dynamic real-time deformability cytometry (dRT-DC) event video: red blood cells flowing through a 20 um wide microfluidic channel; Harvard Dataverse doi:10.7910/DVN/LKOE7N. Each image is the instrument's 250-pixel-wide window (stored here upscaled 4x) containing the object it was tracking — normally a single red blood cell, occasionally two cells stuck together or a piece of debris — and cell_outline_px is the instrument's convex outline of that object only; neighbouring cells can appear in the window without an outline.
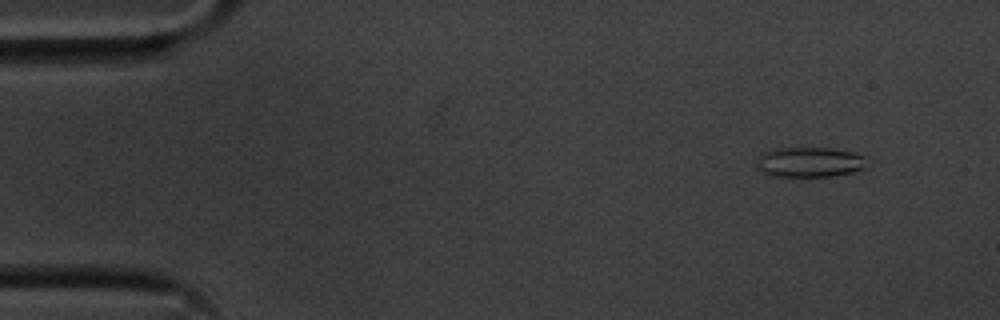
{"species": "common noctule bat (a hibernating species)", "species_latin": "Nyctalus noctula", "temperature_condition": "cold", "stored_images_in_passage": 52, "camera_frame_rate_fps": 3000, "um_per_image_px": 0.085, "animal": {"sex": "male", "body_mass_g": 20.1, "forearm_length_mm": 53.5}, "frame": {"image": 1, "passage_image": 2, "time_ms": 0.333, "image_size_px": [1000, 320], "cell_outline_px": [[864, 168], [852, 172], [832, 176], [768, 176], [756, 168], [756, 156], [764, 152], [776, 148], [832, 148], [852, 152], [864, 156]], "centroid_in_image_um": [68.72, 13.78], "position_along_channel_um": 16.3, "area_um2": 19.36}}
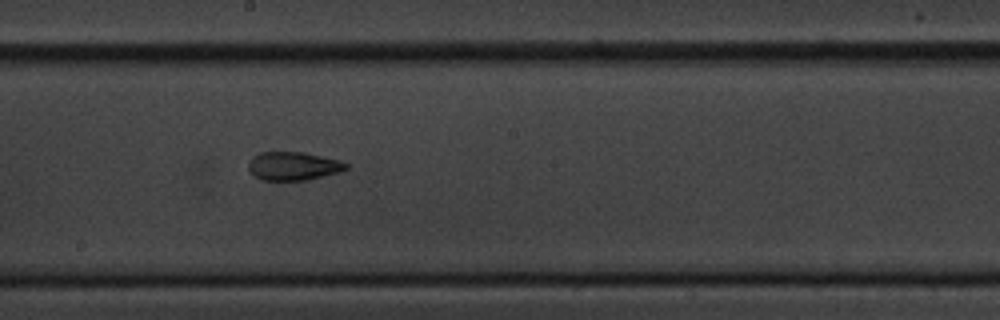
{"frame": {"image": 2, "passage_image": 27, "time_ms": 8.667, "image_size_px": [1000, 320], "cell_outline_px": [[348, 168], [336, 172], [308, 180], [264, 180], [252, 176], [248, 168], [248, 160], [252, 156], [260, 152], [304, 152], [340, 160], [348, 164]], "centroid_in_image_um": [24.87, 14.1], "position_along_channel_um": 223.3, "area_um2": 16.24}}
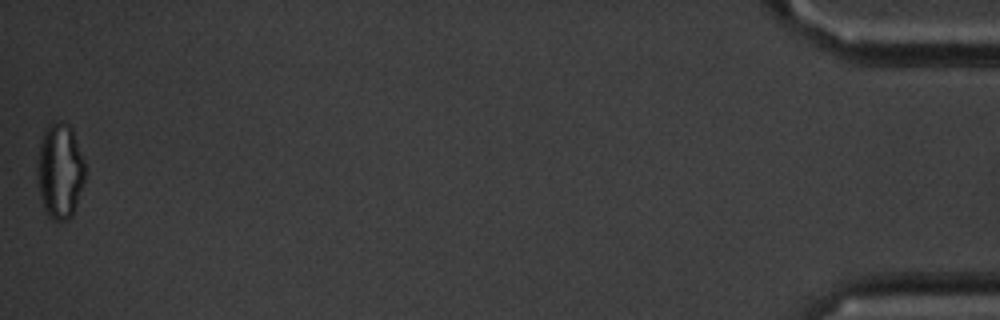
{"frame": {"image": 3, "passage_image": 52, "time_ms": 17.0, "image_size_px": [1000, 320], "cell_outline_px": [[84, 180], [72, 216], [64, 220], [52, 220], [48, 216], [44, 208], [40, 196], [36, 180], [36, 168], [40, 140], [48, 124], [52, 120], [60, 120], [68, 124], [72, 128], [84, 160]], "centroid_in_image_um": [5.06, 14.49], "position_along_channel_um": 430.1, "area_um2": 26.82}, "authors_computed_cell_mechanics": {"area_um2": 17.5712, "velocity_mm_per_s": 3.6297, "shape_relaxation_time_tau1_ms": null, "shape_relaxation_time_tau2_ms": 3.1141, "deformation_change_tau1": null, "deformation_change_tau2": 0.0995}}